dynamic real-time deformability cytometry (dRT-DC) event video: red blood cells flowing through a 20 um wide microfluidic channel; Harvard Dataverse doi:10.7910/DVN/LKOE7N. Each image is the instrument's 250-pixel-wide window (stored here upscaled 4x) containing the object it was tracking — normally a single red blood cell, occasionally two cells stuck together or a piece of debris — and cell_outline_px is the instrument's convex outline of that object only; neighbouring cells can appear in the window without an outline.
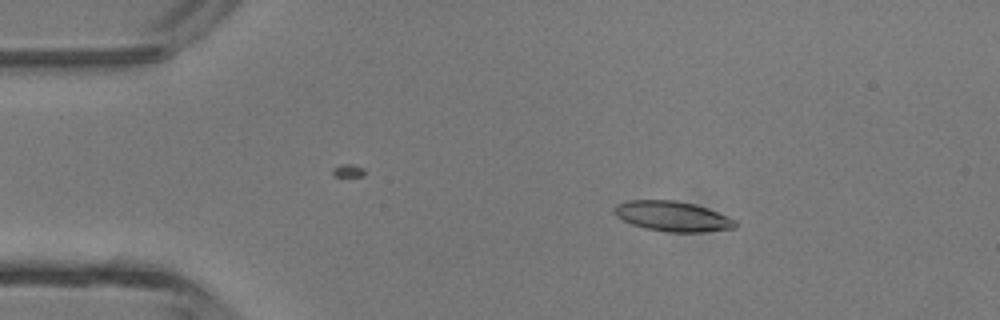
{"species": "common noctule bat (a hibernating species)", "species_latin": "Nyctalus noctula", "temperature_condition": "room temperature", "stored_images_in_passage": 5, "camera_frame_rate_fps": 3000, "um_per_image_px": 0.085, "animal": {"sex": "male", "body_mass_g": 13.3}, "frame": {"image": 1, "passage_image": 2, "time_ms": 1.333, "image_size_px": [1000, 320], "cell_outline_px": [[736, 228], [704, 232], [668, 232], [644, 228], [632, 224], [616, 216], [612, 212], [612, 208], [616, 204], [628, 200], [676, 200], [708, 208], [736, 220]], "centroid_in_image_um": [57.14, 18.38], "position_along_channel_um": 27.9, "area_um2": 21.33}}
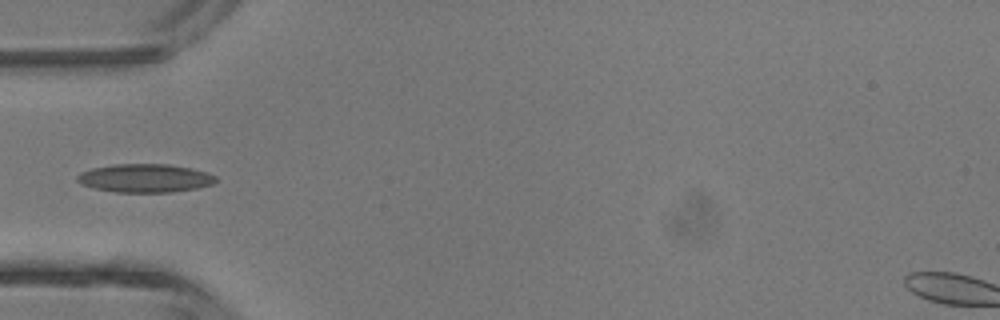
{"frame": {"image": 2, "passage_image": 4, "time_ms": 3.667, "image_size_px": [1000, 320], "cell_outline_px": [[216, 180], [212, 184], [196, 188], [172, 192], [116, 192], [96, 188], [80, 184], [76, 180], [76, 176], [80, 172], [92, 168], [116, 164], [168, 164], [208, 172], [216, 176]], "centroid_in_image_um": [12.3, 15.14], "position_along_channel_um": 72.7, "area_um2": 22.83}}
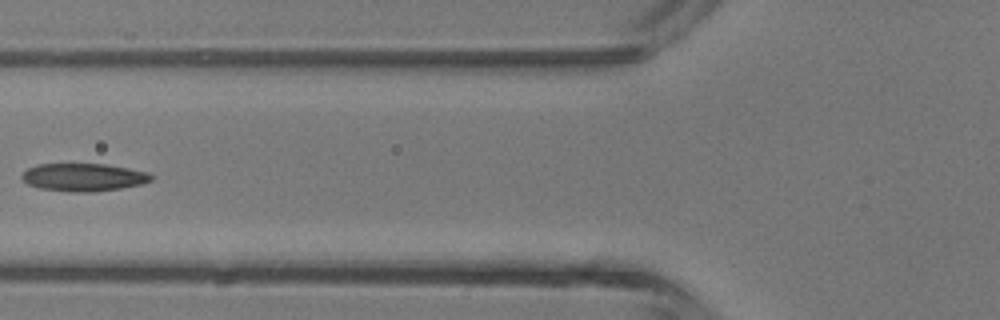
{"frame": {"image": 3, "passage_image": 5, "time_ms": 4.667, "image_size_px": [1000, 320], "cell_outline_px": [[152, 180], [144, 184], [120, 188], [92, 192], [72, 192], [40, 188], [28, 184], [20, 176], [28, 168], [36, 164], [104, 164], [128, 168], [148, 172], [152, 176]], "centroid_in_image_um": [7.11, 15.06], "position_along_channel_um": 118.7, "area_um2": 20.92}}